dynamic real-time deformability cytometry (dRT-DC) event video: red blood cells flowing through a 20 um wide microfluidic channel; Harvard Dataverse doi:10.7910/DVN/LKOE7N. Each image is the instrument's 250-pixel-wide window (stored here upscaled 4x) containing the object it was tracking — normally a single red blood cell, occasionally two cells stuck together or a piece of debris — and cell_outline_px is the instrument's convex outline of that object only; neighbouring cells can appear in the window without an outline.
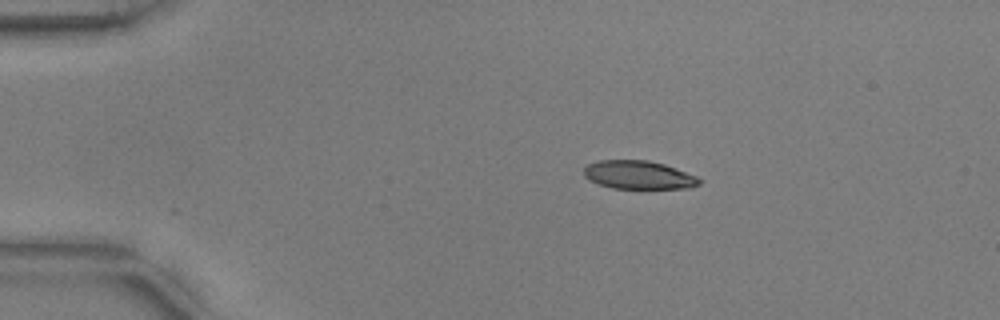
{"species": "common noctule bat (a hibernating species)", "species_latin": "Nyctalus noctula", "temperature_condition": "warm", "stored_images_in_passage": 45, "camera_frame_rate_fps": 3000, "um_per_image_px": 0.085, "animal": {"sex": "male", "body_mass_g": 17.9, "forearm_length_mm": 54.2}, "frame": {"image": 1, "passage_image": 1, "time_ms": 0.0, "image_size_px": [1000, 320], "cell_outline_px": [[700, 184], [692, 188], [612, 188], [588, 180], [584, 176], [584, 168], [588, 164], [600, 160], [648, 160], [664, 164], [676, 168], [696, 176], [700, 180]], "centroid_in_image_um": [54.27, 14.87], "position_along_channel_um": 30.7, "area_um2": 19.02}}
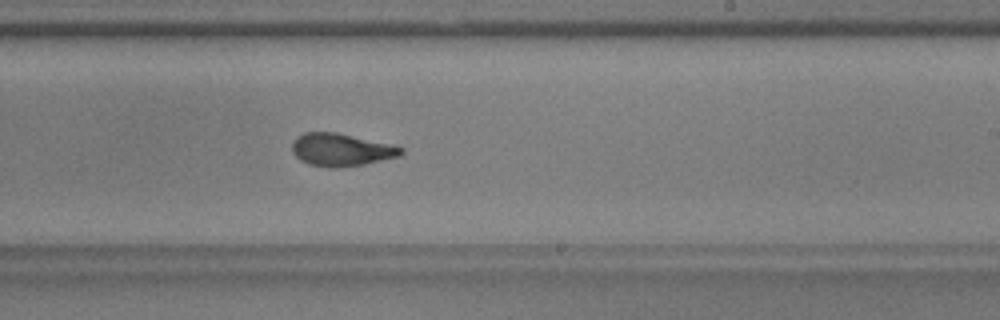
{"frame": {"image": 2, "passage_image": 24, "time_ms": 7.667, "image_size_px": [1000, 320], "cell_outline_px": [[404, 152], [400, 156], [364, 164], [336, 168], [328, 168], [308, 164], [300, 160], [292, 152], [292, 140], [296, 136], [304, 132], [336, 132], [392, 144], [404, 148]], "centroid_in_image_um": [28.98, 12.73], "position_along_channel_um": 260.0, "area_um2": 20.98}}
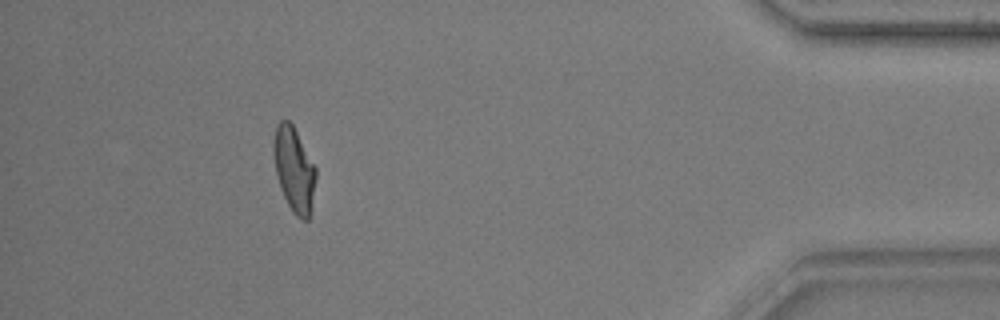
{"frame": {"image": 3, "passage_image": 40, "time_ms": 13.0, "image_size_px": [1000, 320], "cell_outline_px": [[316, 176], [312, 208], [308, 220], [300, 220], [292, 212], [280, 188], [276, 176], [272, 148], [272, 140], [276, 124], [280, 120], [288, 120], [292, 124], [316, 168]], "centroid_in_image_um": [24.97, 14.41], "position_along_channel_um": 410.2, "area_um2": 21.1}, "authors_computed_cell_mechanics": {"area_um2": 20.8658, "velocity_mm_per_s": 3.7576, "shape_relaxation_time_tau1_ms": 7.0847, "shape_relaxation_time_tau2_ms": 1.4987, "deformation_change_tau1": 0.2262, "deformation_change_tau2": 0.0815}}